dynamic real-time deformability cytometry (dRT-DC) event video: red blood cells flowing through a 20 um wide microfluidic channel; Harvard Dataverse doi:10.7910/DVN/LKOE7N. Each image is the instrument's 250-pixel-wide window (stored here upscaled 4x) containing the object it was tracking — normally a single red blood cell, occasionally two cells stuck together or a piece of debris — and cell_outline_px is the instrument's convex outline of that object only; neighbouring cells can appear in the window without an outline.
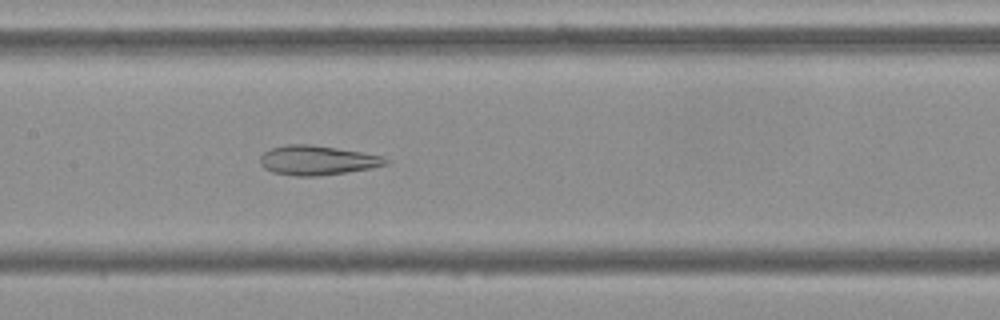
{"species": "Egyptian fruit bat (a non-hibernating species)", "species_latin": "Rousettus aegyptiacus", "temperature_condition": "cold", "stored_images_in_passage": 53, "camera_frame_rate_fps": 3000, "um_per_image_px": 0.085, "frame": {"image": 1, "passage_image": 25, "time_ms": 8.0, "image_size_px": [1000, 320], "cell_outline_px": [[392, 160], [388, 164], [372, 168], [316, 176], [296, 176], [272, 172], [264, 168], [260, 164], [260, 156], [264, 152], [272, 148], [288, 144], [312, 144], [384, 156]], "centroid_in_image_um": [26.98, 13.62], "position_along_channel_um": 180.4, "area_um2": 21.56}}
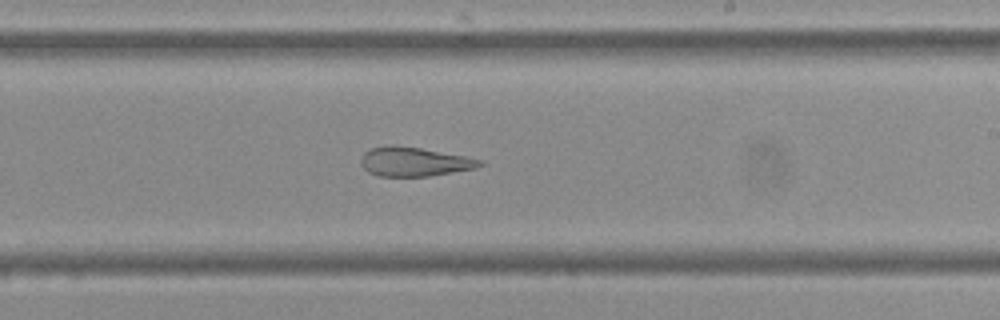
{"frame": {"image": 2, "passage_image": 31, "time_ms": 10.0, "image_size_px": [1000, 320], "cell_outline_px": [[484, 164], [476, 168], [428, 176], [376, 176], [368, 172], [360, 164], [360, 160], [364, 152], [372, 148], [388, 144], [396, 144], [420, 148], [464, 156], [484, 160]], "centroid_in_image_um": [35.17, 13.73], "position_along_channel_um": 253.8, "area_um2": 20.29}}
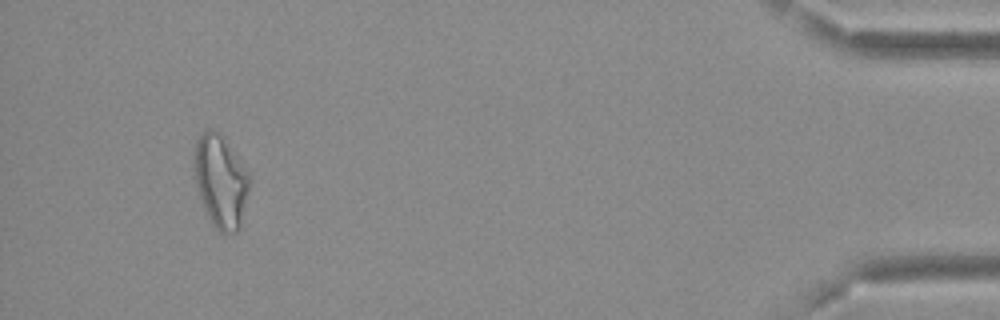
{"frame": {"image": 3, "passage_image": 50, "time_ms": 16.333, "image_size_px": [1000, 320], "cell_outline_px": [[248, 192], [240, 228], [236, 232], [220, 232], [212, 224], [208, 216], [200, 196], [196, 184], [192, 160], [192, 148], [196, 140], [204, 128], [208, 128], [220, 132], [248, 172]], "centroid_in_image_um": [18.71, 15.34], "position_along_channel_um": 416.5, "area_um2": 29.88}, "authors_computed_cell_mechanics": {"area_um2": 26.4724, "velocity_mm_per_s": 3.6836, "shape_relaxation_time_tau1_ms": null, "shape_relaxation_time_tau2_ms": 3.0272, "deformation_change_tau1": null, "deformation_change_tau2": 0.1275}}